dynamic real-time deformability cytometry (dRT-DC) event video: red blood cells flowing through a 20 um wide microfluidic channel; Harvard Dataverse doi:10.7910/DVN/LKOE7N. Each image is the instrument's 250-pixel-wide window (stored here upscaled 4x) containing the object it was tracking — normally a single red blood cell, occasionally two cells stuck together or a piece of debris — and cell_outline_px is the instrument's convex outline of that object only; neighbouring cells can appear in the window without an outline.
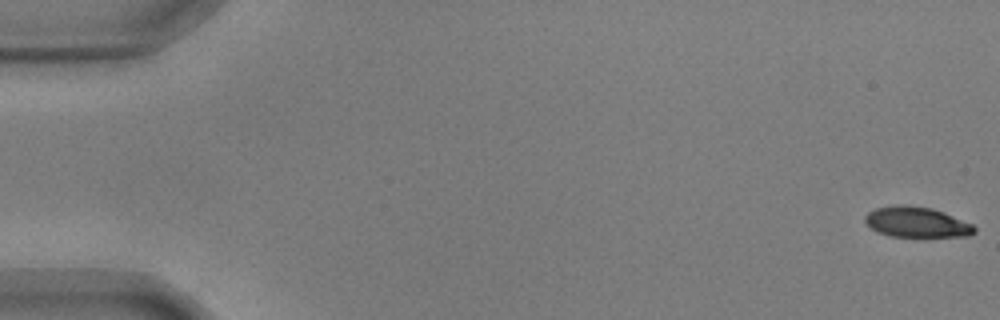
{"species": "common noctule bat (a hibernating species)", "species_latin": "Nyctalus noctula", "temperature_condition": "warm", "stored_images_in_passage": 12, "camera_frame_rate_fps": 3000, "um_per_image_px": 0.085, "animal": {"sex": "male", "body_mass_g": 17.9, "forearm_length_mm": 54.2}, "frame": {"image": 1, "passage_image": 1, "time_ms": 0.0, "image_size_px": [1000, 320], "cell_outline_px": [[976, 232], [968, 236], [892, 236], [876, 232], [864, 220], [864, 216], [868, 212], [876, 208], [896, 204], [908, 204], [932, 208], [944, 212], [972, 224], [976, 228]], "centroid_in_image_um": [77.9, 18.86], "position_along_channel_um": 7.1, "area_um2": 19.42}}